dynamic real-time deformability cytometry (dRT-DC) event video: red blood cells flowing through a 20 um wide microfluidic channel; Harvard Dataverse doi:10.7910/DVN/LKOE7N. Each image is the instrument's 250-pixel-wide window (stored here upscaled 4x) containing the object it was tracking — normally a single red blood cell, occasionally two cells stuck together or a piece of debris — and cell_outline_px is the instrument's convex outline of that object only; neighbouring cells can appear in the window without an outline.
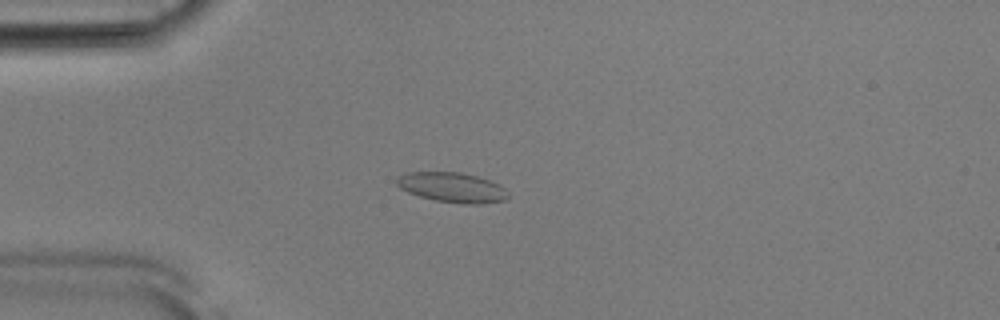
{"species": "Egyptian fruit bat (a non-hibernating species)", "species_latin": "Rousettus aegyptiacus", "temperature_condition": "room temperature", "stored_images_in_passage": 53, "camera_frame_rate_fps": 3000, "um_per_image_px": 0.085, "animal": {"sex": "male"}, "frame": {"image": 1, "passage_image": 14, "time_ms": 4.333, "image_size_px": [1000, 320], "cell_outline_px": [[508, 196], [504, 200], [484, 204], [464, 204], [436, 200], [420, 196], [408, 192], [400, 188], [396, 184], [396, 180], [400, 176], [408, 172], [460, 172], [476, 176], [500, 184], [508, 192]], "centroid_in_image_um": [38.45, 15.93], "position_along_channel_um": 46.5, "area_um2": 19.31}}
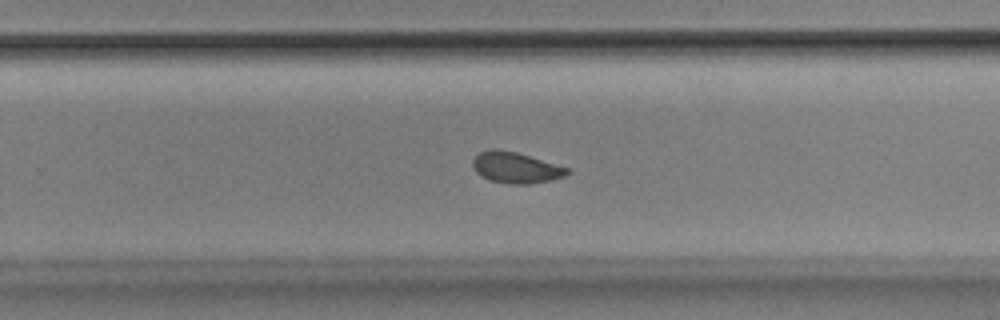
{"frame": {"image": 2, "passage_image": 34, "time_ms": 11.0, "image_size_px": [1000, 320], "cell_outline_px": [[572, 172], [564, 176], [548, 180], [528, 184], [508, 184], [488, 180], [476, 172], [472, 164], [472, 160], [480, 152], [492, 148], [496, 148], [516, 152], [568, 168]], "centroid_in_image_um": [43.8, 14.25], "position_along_channel_um": 286.0, "area_um2": 16.94}}
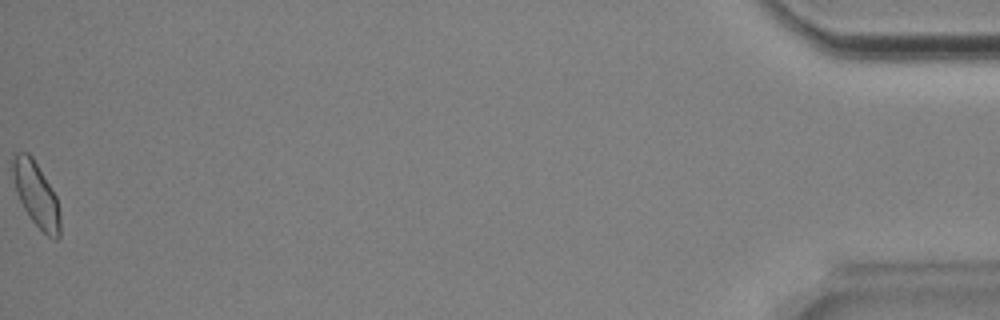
{"frame": {"image": 3, "passage_image": 53, "time_ms": 17.333, "image_size_px": [1000, 320], "cell_outline_px": [[60, 236], [56, 240], [48, 236], [32, 220], [24, 208], [16, 192], [12, 176], [12, 152], [28, 152], [32, 156], [52, 188], [56, 196], [60, 212]], "centroid_in_image_um": [3.06, 16.49], "position_along_channel_um": 432.1, "area_um2": 17.92}, "authors_computed_cell_mechanics": {"area_um2": 17.3978, "velocity_mm_per_s": 3.8532, "shape_relaxation_time_tau1_ms": 2.465, "shape_relaxation_time_tau2_ms": 0.9299, "deformation_change_tau1": 0.0989, "deformation_change_tau2": 0.0684}}